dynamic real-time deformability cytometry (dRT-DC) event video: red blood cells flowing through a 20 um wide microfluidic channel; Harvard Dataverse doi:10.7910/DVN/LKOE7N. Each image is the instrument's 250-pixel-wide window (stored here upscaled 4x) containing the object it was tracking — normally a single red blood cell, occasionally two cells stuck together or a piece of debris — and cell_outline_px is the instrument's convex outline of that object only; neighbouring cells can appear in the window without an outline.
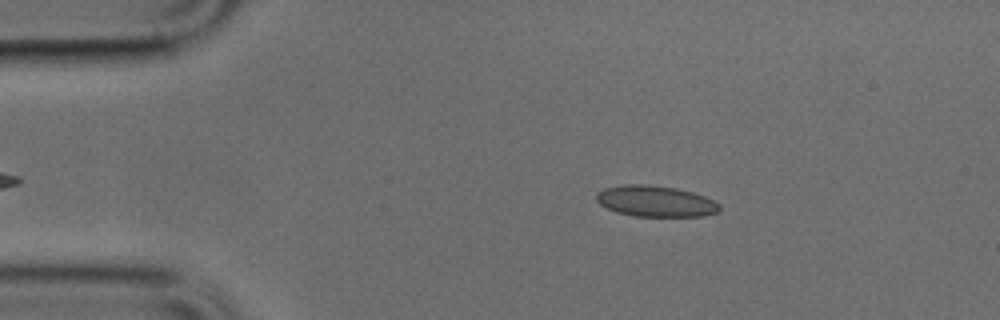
{"species": "common noctule bat (a hibernating species)", "species_latin": "Nyctalus noctula", "temperature_condition": "cold", "stored_images_in_passage": 41, "camera_frame_rate_fps": 3000, "um_per_image_px": 0.085, "animal": {"sex": "male", "body_mass_g": 17.9, "forearm_length_mm": 54.2}, "frame": {"image": 1, "passage_image": 7, "time_ms": 2.0, "image_size_px": [1000, 320], "cell_outline_px": [[720, 208], [716, 212], [704, 216], [636, 216], [616, 212], [600, 204], [596, 200], [596, 192], [604, 188], [624, 184], [644, 184], [676, 188], [692, 192], [704, 196], [720, 204]], "centroid_in_image_um": [55.69, 17.1], "position_along_channel_um": 29.3, "area_um2": 22.2}}
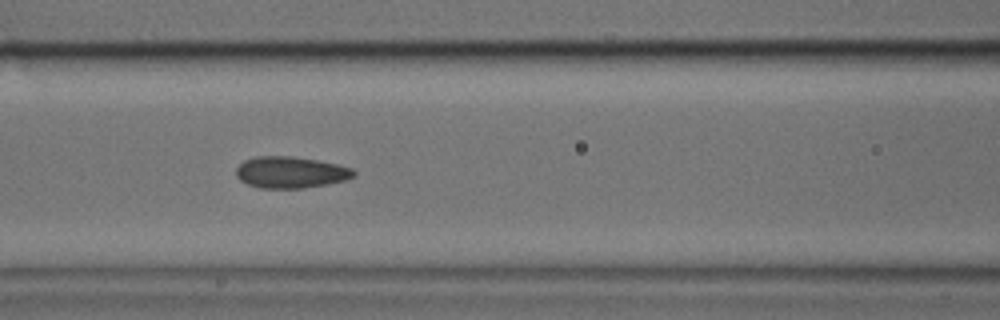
{"frame": {"image": 2, "passage_image": 19, "time_ms": 6.0, "image_size_px": [1000, 320], "cell_outline_px": [[356, 176], [344, 180], [304, 188], [260, 188], [248, 184], [240, 180], [236, 176], [236, 168], [244, 160], [256, 156], [292, 156], [316, 160], [336, 164], [352, 168], [356, 172]], "centroid_in_image_um": [24.68, 14.64], "position_along_channel_um": 141.9, "area_um2": 21.5}}
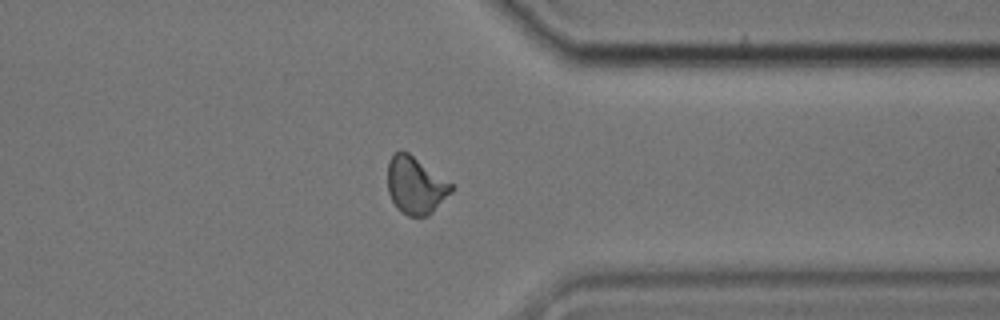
{"frame": {"image": 3, "passage_image": 37, "time_ms": 12.0, "image_size_px": [1000, 320], "cell_outline_px": [[456, 188], [428, 216], [408, 216], [400, 212], [396, 208], [388, 192], [388, 160], [392, 152], [400, 148], [408, 152], [452, 184]], "centroid_in_image_um": [35.29, 15.74], "position_along_channel_um": 376.1, "area_um2": 21.44}}